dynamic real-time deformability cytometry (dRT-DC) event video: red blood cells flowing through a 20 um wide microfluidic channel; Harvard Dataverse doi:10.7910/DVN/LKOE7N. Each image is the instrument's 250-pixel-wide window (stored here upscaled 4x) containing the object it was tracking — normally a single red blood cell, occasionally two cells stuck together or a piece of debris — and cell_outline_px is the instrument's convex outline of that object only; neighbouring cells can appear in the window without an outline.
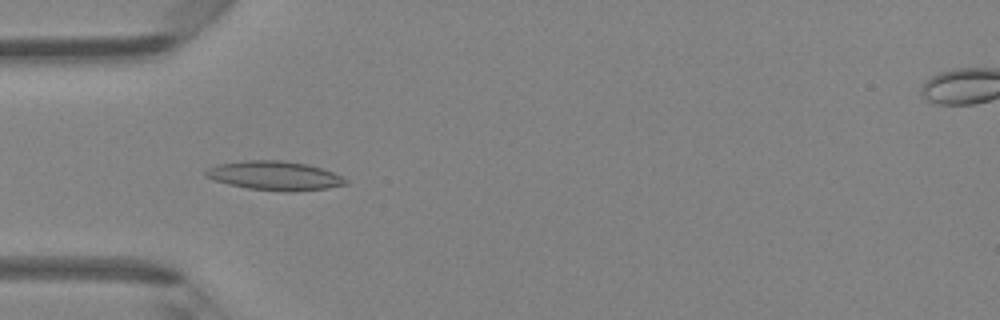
{"species": "Egyptian fruit bat (a non-hibernating species)", "species_latin": "Rousettus aegyptiacus", "temperature_condition": "room temperature", "stored_images_in_passage": 45, "camera_frame_rate_fps": 3000, "um_per_image_px": 0.085, "animal": {"sex": "female"}, "frame": {"image": 1, "passage_image": 13, "time_ms": 4.0, "image_size_px": [1000, 320], "cell_outline_px": [[348, 184], [328, 188], [292, 192], [288, 192], [248, 188], [228, 184], [212, 180], [204, 176], [204, 172], [208, 168], [216, 164], [240, 160], [280, 160], [308, 164], [332, 172], [348, 180]], "centroid_in_image_um": [23.3, 14.93], "position_along_channel_um": 61.7, "area_um2": 23.87}}
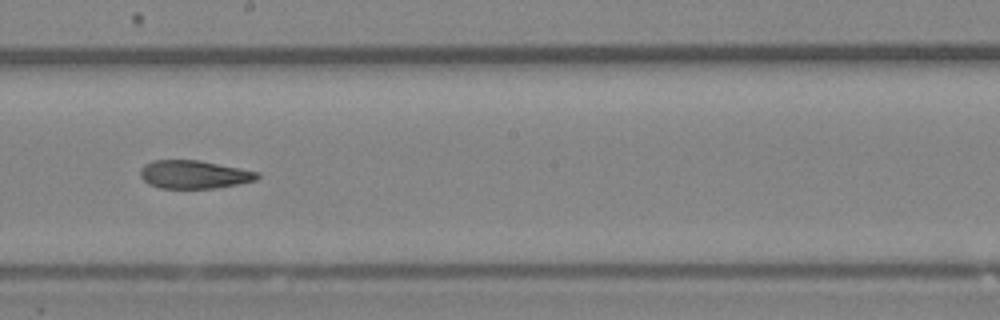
{"frame": {"image": 2, "passage_image": 25, "time_ms": 8.0, "image_size_px": [1000, 320], "cell_outline_px": [[260, 176], [256, 180], [216, 188], [160, 188], [148, 184], [140, 176], [140, 168], [144, 164], [152, 160], [200, 160], [260, 172]], "centroid_in_image_um": [16.47, 14.82], "position_along_channel_um": 231.7, "area_um2": 19.31}}
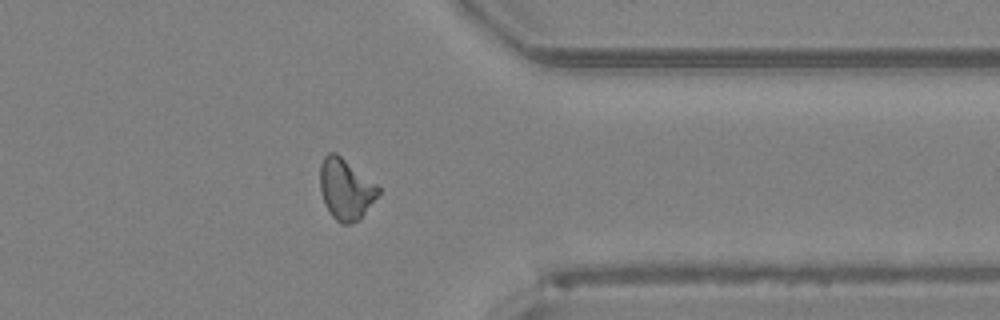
{"frame": {"image": 3, "passage_image": 36, "time_ms": 11.667, "image_size_px": [1000, 320], "cell_outline_px": [[380, 192], [364, 212], [356, 220], [348, 224], [340, 224], [332, 216], [324, 204], [320, 192], [320, 164], [324, 156], [328, 152], [336, 152], [376, 184], [380, 188]], "centroid_in_image_um": [29.34, 16.05], "position_along_channel_um": 382.1, "area_um2": 20.4}, "authors_computed_cell_mechanics": {"area_um2": 20.4034, "velocity_mm_per_s": 4.3193, "shape_relaxation_time_tau1_ms": null, "shape_relaxation_time_tau2_ms": 8.0171, "deformation_change_tau1": null, "deformation_change_tau2": 0.1933}}